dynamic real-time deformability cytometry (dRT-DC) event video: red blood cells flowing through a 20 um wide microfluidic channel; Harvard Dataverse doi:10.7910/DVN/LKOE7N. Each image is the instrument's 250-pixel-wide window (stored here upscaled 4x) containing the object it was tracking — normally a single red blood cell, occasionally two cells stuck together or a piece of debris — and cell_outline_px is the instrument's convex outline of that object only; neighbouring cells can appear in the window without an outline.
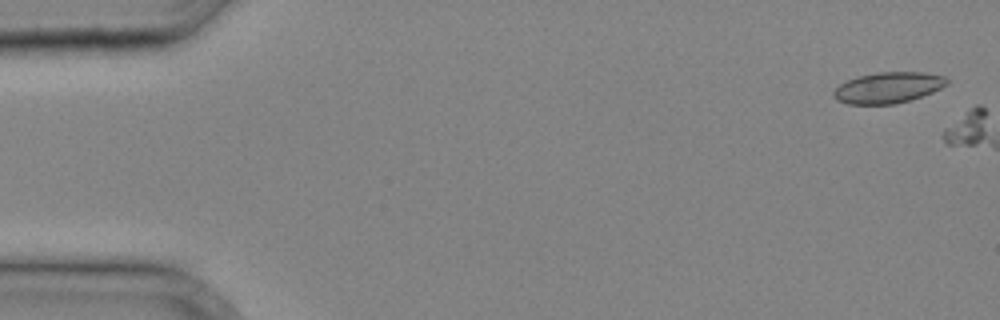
{"species": "common noctule bat (a hibernating species)", "species_latin": "Nyctalus noctula", "temperature_condition": "cold", "stored_images_in_passage": 4, "camera_frame_rate_fps": 3000, "um_per_image_px": 0.085, "animal": {"sex": "male", "body_mass_g": 20.4}, "frame": {"image": 1, "passage_image": 2, "time_ms": 0.333, "image_size_px": [1000, 320], "cell_outline_px": [[948, 84], [932, 92], [896, 104], [848, 104], [836, 100], [832, 92], [840, 84], [848, 80], [860, 76], [880, 72], [924, 72], [944, 76], [948, 80]], "centroid_in_image_um": [75.48, 7.45], "position_along_channel_um": 9.5, "area_um2": 20.23}}